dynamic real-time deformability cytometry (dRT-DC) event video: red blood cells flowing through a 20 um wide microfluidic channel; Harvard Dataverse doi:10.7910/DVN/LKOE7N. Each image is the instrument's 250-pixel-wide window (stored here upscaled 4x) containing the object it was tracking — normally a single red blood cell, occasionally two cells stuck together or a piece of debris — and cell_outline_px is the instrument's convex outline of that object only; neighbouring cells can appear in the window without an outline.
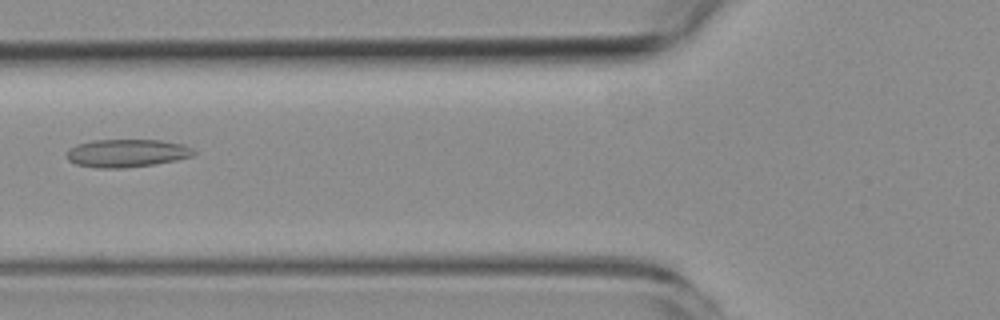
{"species": "common noctule bat (a hibernating species)", "species_latin": "Nyctalus noctula", "temperature_condition": "room temperature", "stored_images_in_passage": 5, "camera_frame_rate_fps": 3000, "um_per_image_px": 0.085, "animal": {"sex": "female", "body_mass_g": 19.3, "forearm_length_mm": 54.1}, "frame": {"image": 1, "passage_image": 5, "time_ms": 6.0, "image_size_px": [1000, 320], "cell_outline_px": [[196, 152], [192, 156], [176, 160], [152, 164], [124, 168], [96, 168], [76, 164], [68, 160], [68, 148], [76, 144], [92, 140], [160, 140], [184, 144], [192, 148]], "centroid_in_image_um": [10.77, 13.01], "position_along_channel_um": 115.0, "area_um2": 20.69}}